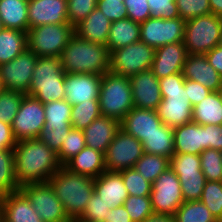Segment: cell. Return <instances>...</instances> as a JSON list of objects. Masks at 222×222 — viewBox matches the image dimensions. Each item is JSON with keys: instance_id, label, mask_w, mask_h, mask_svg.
I'll return each instance as SVG.
<instances>
[{"instance_id": "52a82bcc", "label": "cell", "mask_w": 222, "mask_h": 222, "mask_svg": "<svg viewBox=\"0 0 222 222\" xmlns=\"http://www.w3.org/2000/svg\"><path fill=\"white\" fill-rule=\"evenodd\" d=\"M75 34V27L64 24H44L29 28L27 49L38 57H60L69 40Z\"/></svg>"}, {"instance_id": "8fae6325", "label": "cell", "mask_w": 222, "mask_h": 222, "mask_svg": "<svg viewBox=\"0 0 222 222\" xmlns=\"http://www.w3.org/2000/svg\"><path fill=\"white\" fill-rule=\"evenodd\" d=\"M19 190L44 222H71L48 182L25 184Z\"/></svg>"}, {"instance_id": "6f0895ef", "label": "cell", "mask_w": 222, "mask_h": 222, "mask_svg": "<svg viewBox=\"0 0 222 222\" xmlns=\"http://www.w3.org/2000/svg\"><path fill=\"white\" fill-rule=\"evenodd\" d=\"M106 222H132L127 210L123 205L113 207L109 210V213L104 218Z\"/></svg>"}, {"instance_id": "30bf717a", "label": "cell", "mask_w": 222, "mask_h": 222, "mask_svg": "<svg viewBox=\"0 0 222 222\" xmlns=\"http://www.w3.org/2000/svg\"><path fill=\"white\" fill-rule=\"evenodd\" d=\"M154 214L174 215L185 202L178 176L169 167L152 183L150 194Z\"/></svg>"}, {"instance_id": "d6986e66", "label": "cell", "mask_w": 222, "mask_h": 222, "mask_svg": "<svg viewBox=\"0 0 222 222\" xmlns=\"http://www.w3.org/2000/svg\"><path fill=\"white\" fill-rule=\"evenodd\" d=\"M28 20L29 28L69 22L67 0H29Z\"/></svg>"}, {"instance_id": "8992f818", "label": "cell", "mask_w": 222, "mask_h": 222, "mask_svg": "<svg viewBox=\"0 0 222 222\" xmlns=\"http://www.w3.org/2000/svg\"><path fill=\"white\" fill-rule=\"evenodd\" d=\"M98 100L102 116L121 122L134 108L130 78L111 72L103 74Z\"/></svg>"}, {"instance_id": "ba28073f", "label": "cell", "mask_w": 222, "mask_h": 222, "mask_svg": "<svg viewBox=\"0 0 222 222\" xmlns=\"http://www.w3.org/2000/svg\"><path fill=\"white\" fill-rule=\"evenodd\" d=\"M221 34V16H198L186 21L183 44L188 54H206L219 45Z\"/></svg>"}, {"instance_id": "4316f807", "label": "cell", "mask_w": 222, "mask_h": 222, "mask_svg": "<svg viewBox=\"0 0 222 222\" xmlns=\"http://www.w3.org/2000/svg\"><path fill=\"white\" fill-rule=\"evenodd\" d=\"M111 23V20L96 7L75 26V34L89 42L106 45Z\"/></svg>"}, {"instance_id": "11a10c76", "label": "cell", "mask_w": 222, "mask_h": 222, "mask_svg": "<svg viewBox=\"0 0 222 222\" xmlns=\"http://www.w3.org/2000/svg\"><path fill=\"white\" fill-rule=\"evenodd\" d=\"M205 128L206 150L216 149L222 151V125H202Z\"/></svg>"}, {"instance_id": "d590c367", "label": "cell", "mask_w": 222, "mask_h": 222, "mask_svg": "<svg viewBox=\"0 0 222 222\" xmlns=\"http://www.w3.org/2000/svg\"><path fill=\"white\" fill-rule=\"evenodd\" d=\"M176 222H218L200 200L185 201L174 214Z\"/></svg>"}, {"instance_id": "6da1fadb", "label": "cell", "mask_w": 222, "mask_h": 222, "mask_svg": "<svg viewBox=\"0 0 222 222\" xmlns=\"http://www.w3.org/2000/svg\"><path fill=\"white\" fill-rule=\"evenodd\" d=\"M13 155L19 186L47 182L62 167L57 153L39 138L17 141Z\"/></svg>"}, {"instance_id": "f6af8a7d", "label": "cell", "mask_w": 222, "mask_h": 222, "mask_svg": "<svg viewBox=\"0 0 222 222\" xmlns=\"http://www.w3.org/2000/svg\"><path fill=\"white\" fill-rule=\"evenodd\" d=\"M181 184L184 201L200 200L204 186L207 182L203 173L190 175H177Z\"/></svg>"}, {"instance_id": "5b68a950", "label": "cell", "mask_w": 222, "mask_h": 222, "mask_svg": "<svg viewBox=\"0 0 222 222\" xmlns=\"http://www.w3.org/2000/svg\"><path fill=\"white\" fill-rule=\"evenodd\" d=\"M65 72L60 57H38L27 93L42 104L63 100Z\"/></svg>"}, {"instance_id": "603a6c76", "label": "cell", "mask_w": 222, "mask_h": 222, "mask_svg": "<svg viewBox=\"0 0 222 222\" xmlns=\"http://www.w3.org/2000/svg\"><path fill=\"white\" fill-rule=\"evenodd\" d=\"M94 192L100 196L108 209L123 205L129 196L119 172L105 171L95 178Z\"/></svg>"}, {"instance_id": "9a60e30c", "label": "cell", "mask_w": 222, "mask_h": 222, "mask_svg": "<svg viewBox=\"0 0 222 222\" xmlns=\"http://www.w3.org/2000/svg\"><path fill=\"white\" fill-rule=\"evenodd\" d=\"M38 56L26 49L12 61L0 64V78L4 90L27 94Z\"/></svg>"}, {"instance_id": "7a4b0ae2", "label": "cell", "mask_w": 222, "mask_h": 222, "mask_svg": "<svg viewBox=\"0 0 222 222\" xmlns=\"http://www.w3.org/2000/svg\"><path fill=\"white\" fill-rule=\"evenodd\" d=\"M65 73L103 75L110 70L106 45L92 43L74 34L60 56Z\"/></svg>"}, {"instance_id": "d4e9b609", "label": "cell", "mask_w": 222, "mask_h": 222, "mask_svg": "<svg viewBox=\"0 0 222 222\" xmlns=\"http://www.w3.org/2000/svg\"><path fill=\"white\" fill-rule=\"evenodd\" d=\"M174 152L200 155L206 150L205 128L194 122L173 128Z\"/></svg>"}, {"instance_id": "bcb514c9", "label": "cell", "mask_w": 222, "mask_h": 222, "mask_svg": "<svg viewBox=\"0 0 222 222\" xmlns=\"http://www.w3.org/2000/svg\"><path fill=\"white\" fill-rule=\"evenodd\" d=\"M180 18L187 21L211 13L209 0H175Z\"/></svg>"}, {"instance_id": "4fadbf2b", "label": "cell", "mask_w": 222, "mask_h": 222, "mask_svg": "<svg viewBox=\"0 0 222 222\" xmlns=\"http://www.w3.org/2000/svg\"><path fill=\"white\" fill-rule=\"evenodd\" d=\"M186 21L178 17L162 19L149 17L140 23V40L158 48L170 43L183 42Z\"/></svg>"}, {"instance_id": "03108f58", "label": "cell", "mask_w": 222, "mask_h": 222, "mask_svg": "<svg viewBox=\"0 0 222 222\" xmlns=\"http://www.w3.org/2000/svg\"><path fill=\"white\" fill-rule=\"evenodd\" d=\"M2 219V212H1V208H0V221Z\"/></svg>"}, {"instance_id": "484cf974", "label": "cell", "mask_w": 222, "mask_h": 222, "mask_svg": "<svg viewBox=\"0 0 222 222\" xmlns=\"http://www.w3.org/2000/svg\"><path fill=\"white\" fill-rule=\"evenodd\" d=\"M63 167L72 173L86 175L95 179L106 171L105 156L104 153L85 146L77 155L68 160Z\"/></svg>"}, {"instance_id": "7402d4cb", "label": "cell", "mask_w": 222, "mask_h": 222, "mask_svg": "<svg viewBox=\"0 0 222 222\" xmlns=\"http://www.w3.org/2000/svg\"><path fill=\"white\" fill-rule=\"evenodd\" d=\"M0 208L7 222H44L20 190L0 196Z\"/></svg>"}, {"instance_id": "1f68e13d", "label": "cell", "mask_w": 222, "mask_h": 222, "mask_svg": "<svg viewBox=\"0 0 222 222\" xmlns=\"http://www.w3.org/2000/svg\"><path fill=\"white\" fill-rule=\"evenodd\" d=\"M27 49V32L3 28L0 31V64L8 63Z\"/></svg>"}, {"instance_id": "94428289", "label": "cell", "mask_w": 222, "mask_h": 222, "mask_svg": "<svg viewBox=\"0 0 222 222\" xmlns=\"http://www.w3.org/2000/svg\"><path fill=\"white\" fill-rule=\"evenodd\" d=\"M211 13L222 17V0H209Z\"/></svg>"}, {"instance_id": "7dc6e473", "label": "cell", "mask_w": 222, "mask_h": 222, "mask_svg": "<svg viewBox=\"0 0 222 222\" xmlns=\"http://www.w3.org/2000/svg\"><path fill=\"white\" fill-rule=\"evenodd\" d=\"M97 6V0H67L68 21L76 26Z\"/></svg>"}, {"instance_id": "f546056e", "label": "cell", "mask_w": 222, "mask_h": 222, "mask_svg": "<svg viewBox=\"0 0 222 222\" xmlns=\"http://www.w3.org/2000/svg\"><path fill=\"white\" fill-rule=\"evenodd\" d=\"M192 122L199 125H222L221 91H211L193 107Z\"/></svg>"}, {"instance_id": "681fc988", "label": "cell", "mask_w": 222, "mask_h": 222, "mask_svg": "<svg viewBox=\"0 0 222 222\" xmlns=\"http://www.w3.org/2000/svg\"><path fill=\"white\" fill-rule=\"evenodd\" d=\"M154 18L175 19L180 17L175 0H147Z\"/></svg>"}, {"instance_id": "91938a15", "label": "cell", "mask_w": 222, "mask_h": 222, "mask_svg": "<svg viewBox=\"0 0 222 222\" xmlns=\"http://www.w3.org/2000/svg\"><path fill=\"white\" fill-rule=\"evenodd\" d=\"M143 222H176L174 215H157L153 214L147 217Z\"/></svg>"}, {"instance_id": "ab89813d", "label": "cell", "mask_w": 222, "mask_h": 222, "mask_svg": "<svg viewBox=\"0 0 222 222\" xmlns=\"http://www.w3.org/2000/svg\"><path fill=\"white\" fill-rule=\"evenodd\" d=\"M119 173L122 175L128 195L150 196L152 183L147 181L135 168L124 169Z\"/></svg>"}, {"instance_id": "6125c7cd", "label": "cell", "mask_w": 222, "mask_h": 222, "mask_svg": "<svg viewBox=\"0 0 222 222\" xmlns=\"http://www.w3.org/2000/svg\"><path fill=\"white\" fill-rule=\"evenodd\" d=\"M2 90H4V88H3V85H2V82H1V78H0V92H1Z\"/></svg>"}, {"instance_id": "be15d7a7", "label": "cell", "mask_w": 222, "mask_h": 222, "mask_svg": "<svg viewBox=\"0 0 222 222\" xmlns=\"http://www.w3.org/2000/svg\"><path fill=\"white\" fill-rule=\"evenodd\" d=\"M3 24H2V21L0 20V31L3 29Z\"/></svg>"}, {"instance_id": "e575fe53", "label": "cell", "mask_w": 222, "mask_h": 222, "mask_svg": "<svg viewBox=\"0 0 222 222\" xmlns=\"http://www.w3.org/2000/svg\"><path fill=\"white\" fill-rule=\"evenodd\" d=\"M170 166V159L161 155L145 153L137 160L134 168L150 183Z\"/></svg>"}, {"instance_id": "680465c9", "label": "cell", "mask_w": 222, "mask_h": 222, "mask_svg": "<svg viewBox=\"0 0 222 222\" xmlns=\"http://www.w3.org/2000/svg\"><path fill=\"white\" fill-rule=\"evenodd\" d=\"M209 63L222 76V46L218 45L205 54Z\"/></svg>"}, {"instance_id": "83f0119b", "label": "cell", "mask_w": 222, "mask_h": 222, "mask_svg": "<svg viewBox=\"0 0 222 222\" xmlns=\"http://www.w3.org/2000/svg\"><path fill=\"white\" fill-rule=\"evenodd\" d=\"M29 0H0V20L3 27L27 32Z\"/></svg>"}, {"instance_id": "816d5d0a", "label": "cell", "mask_w": 222, "mask_h": 222, "mask_svg": "<svg viewBox=\"0 0 222 222\" xmlns=\"http://www.w3.org/2000/svg\"><path fill=\"white\" fill-rule=\"evenodd\" d=\"M128 18L134 22L142 23L152 17L147 0H124Z\"/></svg>"}, {"instance_id": "ac0fdd59", "label": "cell", "mask_w": 222, "mask_h": 222, "mask_svg": "<svg viewBox=\"0 0 222 222\" xmlns=\"http://www.w3.org/2000/svg\"><path fill=\"white\" fill-rule=\"evenodd\" d=\"M188 52L183 42L166 44L155 50L151 70L158 78H164L174 73H182Z\"/></svg>"}, {"instance_id": "3957f363", "label": "cell", "mask_w": 222, "mask_h": 222, "mask_svg": "<svg viewBox=\"0 0 222 222\" xmlns=\"http://www.w3.org/2000/svg\"><path fill=\"white\" fill-rule=\"evenodd\" d=\"M47 182L62 202L67 217L77 220L94 193V178L72 173L62 166Z\"/></svg>"}, {"instance_id": "f5cc1de1", "label": "cell", "mask_w": 222, "mask_h": 222, "mask_svg": "<svg viewBox=\"0 0 222 222\" xmlns=\"http://www.w3.org/2000/svg\"><path fill=\"white\" fill-rule=\"evenodd\" d=\"M70 130L71 129L47 130L43 128L38 138L42 142L46 143V145L55 153H58L60 151V148L62 147L63 141L67 137V134Z\"/></svg>"}, {"instance_id": "60d3db41", "label": "cell", "mask_w": 222, "mask_h": 222, "mask_svg": "<svg viewBox=\"0 0 222 222\" xmlns=\"http://www.w3.org/2000/svg\"><path fill=\"white\" fill-rule=\"evenodd\" d=\"M86 146L83 130L71 128L57 153L59 163L63 166Z\"/></svg>"}, {"instance_id": "ffe728a7", "label": "cell", "mask_w": 222, "mask_h": 222, "mask_svg": "<svg viewBox=\"0 0 222 222\" xmlns=\"http://www.w3.org/2000/svg\"><path fill=\"white\" fill-rule=\"evenodd\" d=\"M182 74L185 79L198 82L211 91L222 90V76L209 63L205 54H188Z\"/></svg>"}, {"instance_id": "74e56055", "label": "cell", "mask_w": 222, "mask_h": 222, "mask_svg": "<svg viewBox=\"0 0 222 222\" xmlns=\"http://www.w3.org/2000/svg\"><path fill=\"white\" fill-rule=\"evenodd\" d=\"M200 201L210 210L217 221L222 220V181H207Z\"/></svg>"}, {"instance_id": "9c48e42d", "label": "cell", "mask_w": 222, "mask_h": 222, "mask_svg": "<svg viewBox=\"0 0 222 222\" xmlns=\"http://www.w3.org/2000/svg\"><path fill=\"white\" fill-rule=\"evenodd\" d=\"M155 48L141 40L110 52L109 72L131 77L141 71L151 69Z\"/></svg>"}, {"instance_id": "2e32d148", "label": "cell", "mask_w": 222, "mask_h": 222, "mask_svg": "<svg viewBox=\"0 0 222 222\" xmlns=\"http://www.w3.org/2000/svg\"><path fill=\"white\" fill-rule=\"evenodd\" d=\"M102 75L65 73L64 99L72 106L98 100L101 89Z\"/></svg>"}, {"instance_id": "f1b7e54d", "label": "cell", "mask_w": 222, "mask_h": 222, "mask_svg": "<svg viewBox=\"0 0 222 222\" xmlns=\"http://www.w3.org/2000/svg\"><path fill=\"white\" fill-rule=\"evenodd\" d=\"M140 41V23L127 18L111 23L106 47L109 52Z\"/></svg>"}, {"instance_id": "c3c4849f", "label": "cell", "mask_w": 222, "mask_h": 222, "mask_svg": "<svg viewBox=\"0 0 222 222\" xmlns=\"http://www.w3.org/2000/svg\"><path fill=\"white\" fill-rule=\"evenodd\" d=\"M107 205L102 201L100 196L94 192L87 203L83 214L77 219L81 222H98L104 221L109 213Z\"/></svg>"}, {"instance_id": "d6a6232c", "label": "cell", "mask_w": 222, "mask_h": 222, "mask_svg": "<svg viewBox=\"0 0 222 222\" xmlns=\"http://www.w3.org/2000/svg\"><path fill=\"white\" fill-rule=\"evenodd\" d=\"M45 124L44 128L51 129H71L72 105L65 99L52 101L44 104Z\"/></svg>"}, {"instance_id": "ee69618b", "label": "cell", "mask_w": 222, "mask_h": 222, "mask_svg": "<svg viewBox=\"0 0 222 222\" xmlns=\"http://www.w3.org/2000/svg\"><path fill=\"white\" fill-rule=\"evenodd\" d=\"M176 175H190L203 173L200 156L196 154L175 153L170 159L169 166Z\"/></svg>"}, {"instance_id": "44dd1931", "label": "cell", "mask_w": 222, "mask_h": 222, "mask_svg": "<svg viewBox=\"0 0 222 222\" xmlns=\"http://www.w3.org/2000/svg\"><path fill=\"white\" fill-rule=\"evenodd\" d=\"M162 124L156 110L134 107L120 122V128L142 142Z\"/></svg>"}, {"instance_id": "e7e4bbea", "label": "cell", "mask_w": 222, "mask_h": 222, "mask_svg": "<svg viewBox=\"0 0 222 222\" xmlns=\"http://www.w3.org/2000/svg\"><path fill=\"white\" fill-rule=\"evenodd\" d=\"M220 46H222V34H221V37H220V43H219Z\"/></svg>"}, {"instance_id": "4dcf8cb0", "label": "cell", "mask_w": 222, "mask_h": 222, "mask_svg": "<svg viewBox=\"0 0 222 222\" xmlns=\"http://www.w3.org/2000/svg\"><path fill=\"white\" fill-rule=\"evenodd\" d=\"M142 145L145 153L161 155L171 159L175 154L173 128L162 124L157 131L142 141Z\"/></svg>"}, {"instance_id": "836d02e7", "label": "cell", "mask_w": 222, "mask_h": 222, "mask_svg": "<svg viewBox=\"0 0 222 222\" xmlns=\"http://www.w3.org/2000/svg\"><path fill=\"white\" fill-rule=\"evenodd\" d=\"M16 182L13 149L0 150V196L19 191Z\"/></svg>"}, {"instance_id": "9f6ffc18", "label": "cell", "mask_w": 222, "mask_h": 222, "mask_svg": "<svg viewBox=\"0 0 222 222\" xmlns=\"http://www.w3.org/2000/svg\"><path fill=\"white\" fill-rule=\"evenodd\" d=\"M16 143L11 125L0 121V150L13 149Z\"/></svg>"}, {"instance_id": "003e7915", "label": "cell", "mask_w": 222, "mask_h": 222, "mask_svg": "<svg viewBox=\"0 0 222 222\" xmlns=\"http://www.w3.org/2000/svg\"><path fill=\"white\" fill-rule=\"evenodd\" d=\"M71 222H81V221H79V220H71Z\"/></svg>"}, {"instance_id": "277c9868", "label": "cell", "mask_w": 222, "mask_h": 222, "mask_svg": "<svg viewBox=\"0 0 222 222\" xmlns=\"http://www.w3.org/2000/svg\"><path fill=\"white\" fill-rule=\"evenodd\" d=\"M182 73H174L159 79L162 101L157 114L163 124L171 128L192 122V105L184 86Z\"/></svg>"}, {"instance_id": "db71d44e", "label": "cell", "mask_w": 222, "mask_h": 222, "mask_svg": "<svg viewBox=\"0 0 222 222\" xmlns=\"http://www.w3.org/2000/svg\"><path fill=\"white\" fill-rule=\"evenodd\" d=\"M184 86L187 91L189 102L192 105V107L199 104L203 99H205L211 93V90L208 89L207 87L189 79H185Z\"/></svg>"}, {"instance_id": "f907efd6", "label": "cell", "mask_w": 222, "mask_h": 222, "mask_svg": "<svg viewBox=\"0 0 222 222\" xmlns=\"http://www.w3.org/2000/svg\"><path fill=\"white\" fill-rule=\"evenodd\" d=\"M124 0H97V8L109 19L115 22L128 17Z\"/></svg>"}, {"instance_id": "a7ac6f4b", "label": "cell", "mask_w": 222, "mask_h": 222, "mask_svg": "<svg viewBox=\"0 0 222 222\" xmlns=\"http://www.w3.org/2000/svg\"><path fill=\"white\" fill-rule=\"evenodd\" d=\"M0 222H7V221L2 218Z\"/></svg>"}, {"instance_id": "e0dca14e", "label": "cell", "mask_w": 222, "mask_h": 222, "mask_svg": "<svg viewBox=\"0 0 222 222\" xmlns=\"http://www.w3.org/2000/svg\"><path fill=\"white\" fill-rule=\"evenodd\" d=\"M133 105L140 109L157 110L162 101L159 79L151 69L130 77Z\"/></svg>"}, {"instance_id": "cb8c5ba5", "label": "cell", "mask_w": 222, "mask_h": 222, "mask_svg": "<svg viewBox=\"0 0 222 222\" xmlns=\"http://www.w3.org/2000/svg\"><path fill=\"white\" fill-rule=\"evenodd\" d=\"M119 129L118 120L100 116L83 130L86 146L105 154Z\"/></svg>"}, {"instance_id": "7c38bea8", "label": "cell", "mask_w": 222, "mask_h": 222, "mask_svg": "<svg viewBox=\"0 0 222 222\" xmlns=\"http://www.w3.org/2000/svg\"><path fill=\"white\" fill-rule=\"evenodd\" d=\"M143 154L142 142L120 128L104 154L106 171L119 172L134 168Z\"/></svg>"}, {"instance_id": "5bb4252c", "label": "cell", "mask_w": 222, "mask_h": 222, "mask_svg": "<svg viewBox=\"0 0 222 222\" xmlns=\"http://www.w3.org/2000/svg\"><path fill=\"white\" fill-rule=\"evenodd\" d=\"M45 124V110L35 97L25 94L20 108L11 124L17 141L38 138Z\"/></svg>"}, {"instance_id": "b9f144b4", "label": "cell", "mask_w": 222, "mask_h": 222, "mask_svg": "<svg viewBox=\"0 0 222 222\" xmlns=\"http://www.w3.org/2000/svg\"><path fill=\"white\" fill-rule=\"evenodd\" d=\"M25 94L16 91L0 92V121L12 124Z\"/></svg>"}, {"instance_id": "f35d334b", "label": "cell", "mask_w": 222, "mask_h": 222, "mask_svg": "<svg viewBox=\"0 0 222 222\" xmlns=\"http://www.w3.org/2000/svg\"><path fill=\"white\" fill-rule=\"evenodd\" d=\"M201 170L207 181H222V153L207 149L200 153Z\"/></svg>"}, {"instance_id": "8d00e7d4", "label": "cell", "mask_w": 222, "mask_h": 222, "mask_svg": "<svg viewBox=\"0 0 222 222\" xmlns=\"http://www.w3.org/2000/svg\"><path fill=\"white\" fill-rule=\"evenodd\" d=\"M102 116L99 100H91L89 102H82L72 106L71 125L72 128L84 130L95 119Z\"/></svg>"}, {"instance_id": "7bdbcfd3", "label": "cell", "mask_w": 222, "mask_h": 222, "mask_svg": "<svg viewBox=\"0 0 222 222\" xmlns=\"http://www.w3.org/2000/svg\"><path fill=\"white\" fill-rule=\"evenodd\" d=\"M123 206L127 210L132 222H143L147 217L154 214L150 196L129 195Z\"/></svg>"}]
</instances>
